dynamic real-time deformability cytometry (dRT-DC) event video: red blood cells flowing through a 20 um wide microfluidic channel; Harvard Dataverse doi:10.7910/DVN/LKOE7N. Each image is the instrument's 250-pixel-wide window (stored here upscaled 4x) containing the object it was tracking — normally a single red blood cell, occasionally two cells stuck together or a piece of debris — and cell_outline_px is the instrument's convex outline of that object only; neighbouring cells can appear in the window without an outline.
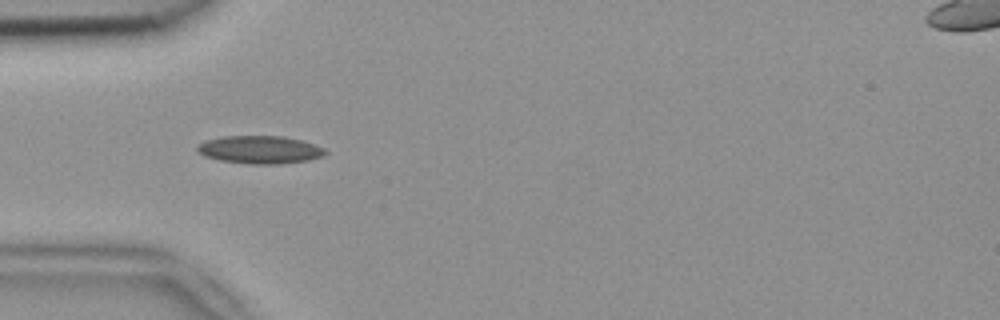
{"species": "common noctule bat (a hibernating species)", "species_latin": "Nyctalus noctula", "temperature_condition": "room temperature", "stored_images_in_passage": 6, "camera_frame_rate_fps": 3000, "um_per_image_px": 0.085, "animal": {"sex": "female", "body_mass_g": 18.4}, "frame": {"image": 1, "passage_image": 3, "time_ms": 0.667, "image_size_px": [1000, 320], "cell_outline_px": [[328, 152], [324, 156], [308, 160], [280, 164], [248, 164], [220, 160], [204, 156], [196, 152], [196, 144], [204, 140], [224, 136], [284, 136], [300, 140], [324, 148]], "centroid_in_image_um": [22.04, 12.72], "position_along_channel_um": 63.0, "area_um2": 20.98}}
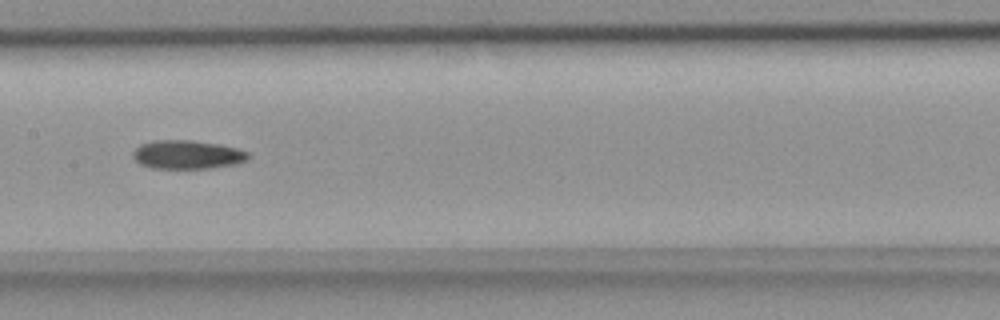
{"frame": {"image": 2, "passage_image": 6, "time_ms": 1.667, "image_size_px": [1000, 320], "cell_outline_px": [[252, 156], [248, 160], [236, 164], [212, 168], [152, 168], [140, 164], [132, 156], [132, 152], [140, 144], [156, 140], [192, 140], [220, 144], [236, 148], [248, 152]], "centroid_in_image_um": [15.95, 13.14], "position_along_channel_um": 191.4, "area_um2": 19.42}}